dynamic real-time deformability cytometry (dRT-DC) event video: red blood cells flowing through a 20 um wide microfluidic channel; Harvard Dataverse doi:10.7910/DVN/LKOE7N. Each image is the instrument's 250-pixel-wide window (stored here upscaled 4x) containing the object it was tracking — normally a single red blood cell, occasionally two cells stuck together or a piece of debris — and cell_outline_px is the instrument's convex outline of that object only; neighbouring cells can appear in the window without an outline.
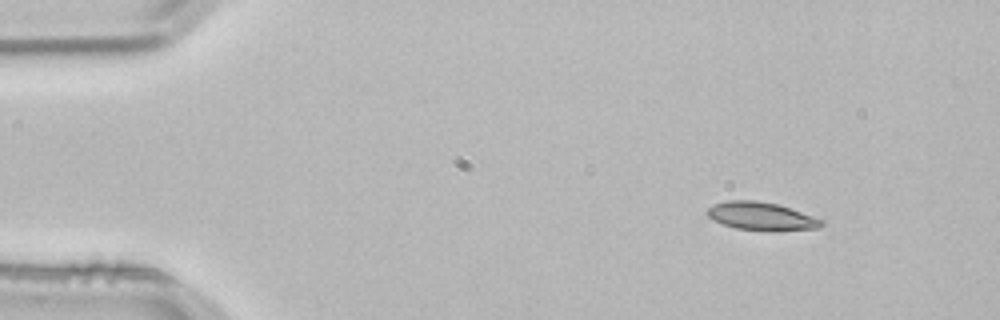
{"species": "common noctule bat (a hibernating species)", "species_latin": "Nyctalus noctula", "temperature_condition": "room temperature", "stored_images_in_passage": 3, "camera_frame_rate_fps": 3000, "um_per_image_px": 0.085, "animal": {"sex": "male", "body_mass_g": 21.5, "forearm_length_mm": 52.0}, "frame": {"image": 1, "passage_image": 1, "time_ms": 0.0, "image_size_px": [1000, 320], "cell_outline_px": [[824, 224], [820, 228], [772, 232], [736, 228], [712, 220], [704, 212], [712, 204], [728, 200], [756, 200], [776, 204], [824, 220]], "centroid_in_image_um": [64.69, 18.39], "position_along_channel_um": 20.3, "area_um2": 18.9}}